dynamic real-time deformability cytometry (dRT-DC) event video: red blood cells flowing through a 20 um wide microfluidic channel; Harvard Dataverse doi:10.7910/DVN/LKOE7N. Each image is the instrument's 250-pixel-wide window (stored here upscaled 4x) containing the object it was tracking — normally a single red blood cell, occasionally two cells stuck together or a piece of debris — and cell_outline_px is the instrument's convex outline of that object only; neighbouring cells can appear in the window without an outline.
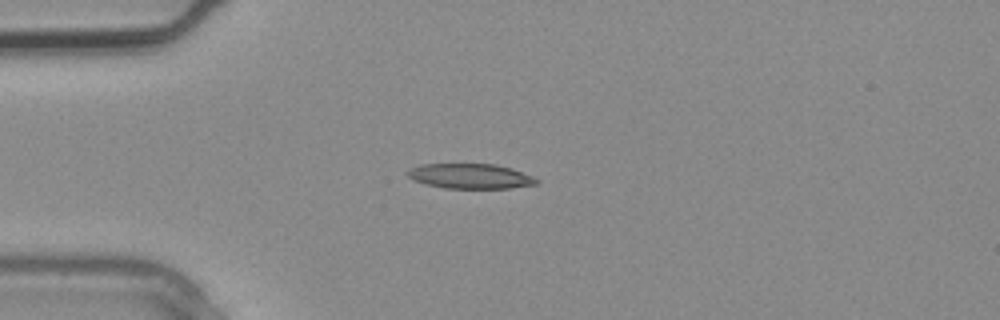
{"species": "common noctule bat (a hibernating species)", "species_latin": "Nyctalus noctula", "temperature_condition": "warm", "stored_images_in_passage": 3, "camera_frame_rate_fps": 3000, "um_per_image_px": 0.085, "animal": {"sex": "male", "body_mass_g": 20.4}, "frame": {"image": 1, "passage_image": 3, "time_ms": 0.667, "image_size_px": [1000, 320], "cell_outline_px": [[540, 180], [536, 184], [508, 188], [444, 188], [424, 184], [408, 176], [404, 172], [408, 168], [420, 164], [492, 164], [512, 168], [532, 176]], "centroid_in_image_um": [39.93, 14.97], "position_along_channel_um": 45.1, "area_um2": 18.79}}